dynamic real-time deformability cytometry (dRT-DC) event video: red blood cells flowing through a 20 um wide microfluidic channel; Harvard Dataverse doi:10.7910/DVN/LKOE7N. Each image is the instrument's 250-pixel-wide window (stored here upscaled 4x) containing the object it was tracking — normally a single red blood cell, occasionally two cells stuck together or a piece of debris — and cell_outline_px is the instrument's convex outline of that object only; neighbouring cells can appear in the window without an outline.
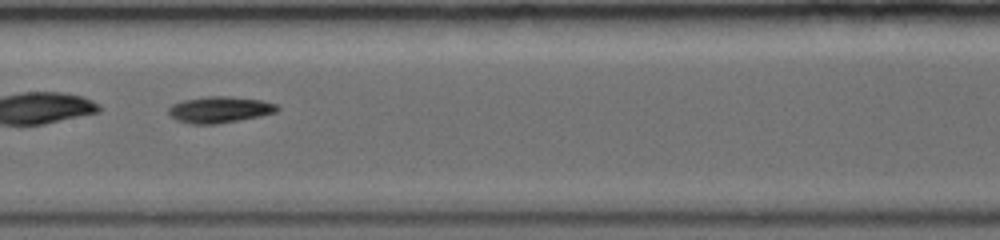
{"species": "common noctule bat (a hibernating species)", "species_latin": "Nyctalus noctula", "temperature_condition": "warm", "stored_images_in_passage": 38, "camera_frame_rate_fps": 5000, "um_per_image_px": 0.085, "animal": {"sex": "female", "body_mass_g": 19.0, "forearm_length_mm": 56.7}, "frame": {"image": 1, "passage_image": 12, "time_ms": 3.6, "image_size_px": [1000, 240], "cell_outline_px": [[280, 108], [276, 112], [260, 116], [216, 124], [192, 124], [176, 120], [168, 112], [168, 108], [172, 104], [184, 100], [208, 96], [228, 96], [260, 100], [276, 104]], "centroid_in_image_um": [18.66, 9.32], "position_along_channel_um": 188.7, "area_um2": 16.53}, "authors_computed_cell_mechanics": {"area_um2": 15.9239, "velocity_mm_per_s": 3.9748, "shape_relaxation_time_tau1_ms": 4.3187, "shape_relaxation_time_tau2_ms": 5.2734, "deformation_change_tau1": 0.182, "deformation_change_tau2": 0.1132}}